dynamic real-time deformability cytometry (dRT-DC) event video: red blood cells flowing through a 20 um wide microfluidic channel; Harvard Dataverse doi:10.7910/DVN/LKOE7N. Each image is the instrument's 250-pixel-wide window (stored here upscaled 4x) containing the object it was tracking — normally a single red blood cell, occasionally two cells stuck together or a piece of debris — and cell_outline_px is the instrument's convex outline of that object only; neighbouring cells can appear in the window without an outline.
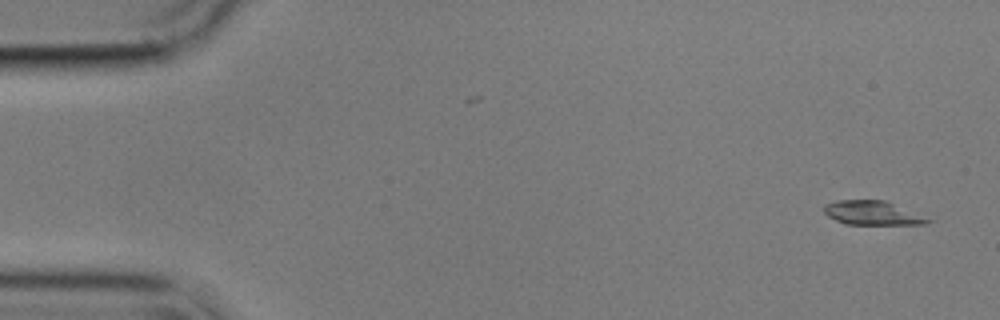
{"species": "common noctule bat (a hibernating species)", "species_latin": "Nyctalus noctula", "temperature_condition": "cold", "stored_images_in_passage": 55, "camera_frame_rate_fps": 3000, "um_per_image_px": 0.085, "animal": {"sex": "male", "body_mass_g": 17.9}, "frame": {"image": 1, "passage_image": 2, "time_ms": 0.333, "image_size_px": [1000, 320], "cell_outline_px": [[936, 220], [928, 224], [844, 224], [828, 216], [824, 212], [824, 204], [836, 200], [884, 200]], "centroid_in_image_um": [74.19, 18.1], "position_along_channel_um": 10.8, "area_um2": 14.62}}
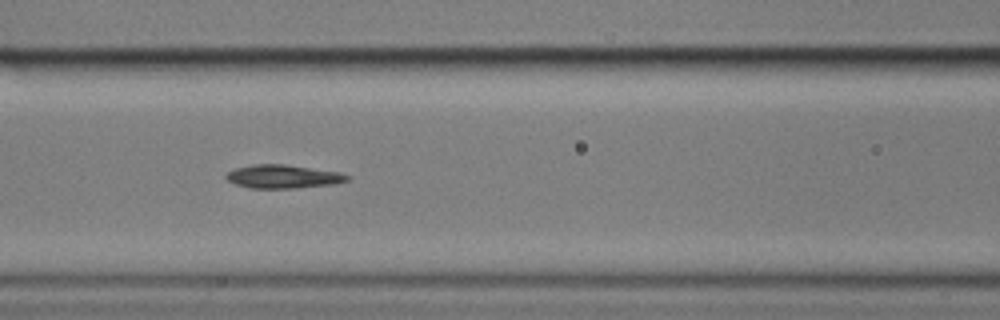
{"frame": {"image": 2, "passage_image": 23, "time_ms": 7.333, "image_size_px": [1000, 320], "cell_outline_px": [[352, 176], [348, 180], [336, 184], [296, 188], [248, 188], [236, 184], [228, 180], [224, 176], [228, 172], [236, 168], [256, 164], [284, 164], [340, 172]], "centroid_in_image_um": [24.1, 15.01], "position_along_channel_um": 142.5, "area_um2": 16.59}}
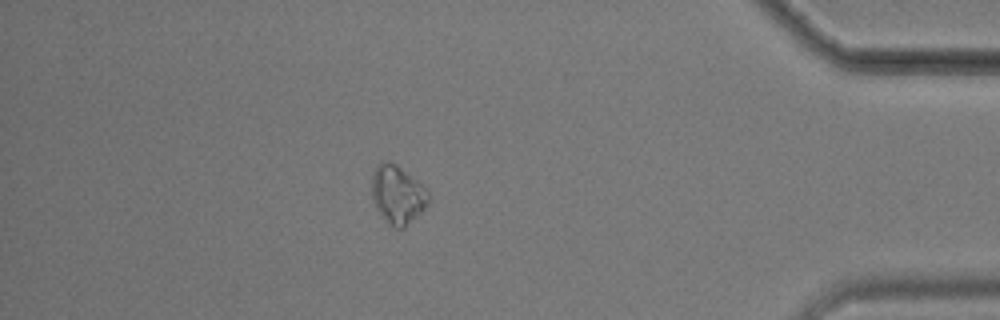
{"frame": {"image": 3, "passage_image": 48, "time_ms": 15.667, "image_size_px": [1000, 320], "cell_outline_px": [[428, 200], [424, 208], [404, 228], [396, 228], [376, 208], [372, 200], [372, 176], [376, 164], [380, 160], [384, 160], [396, 164], [416, 180], [428, 192]], "centroid_in_image_um": [33.75, 16.49], "position_along_channel_um": 401.4, "area_um2": 18.73}, "authors_computed_cell_mechanics": {"area_um2": 16.184, "velocity_mm_per_s": 3.5852, "shape_relaxation_time_tau1_ms": 6.6187, "shape_relaxation_time_tau2_ms": 2.7266, "deformation_change_tau1": 0.1, "deformation_change_tau2": 0.0449}}